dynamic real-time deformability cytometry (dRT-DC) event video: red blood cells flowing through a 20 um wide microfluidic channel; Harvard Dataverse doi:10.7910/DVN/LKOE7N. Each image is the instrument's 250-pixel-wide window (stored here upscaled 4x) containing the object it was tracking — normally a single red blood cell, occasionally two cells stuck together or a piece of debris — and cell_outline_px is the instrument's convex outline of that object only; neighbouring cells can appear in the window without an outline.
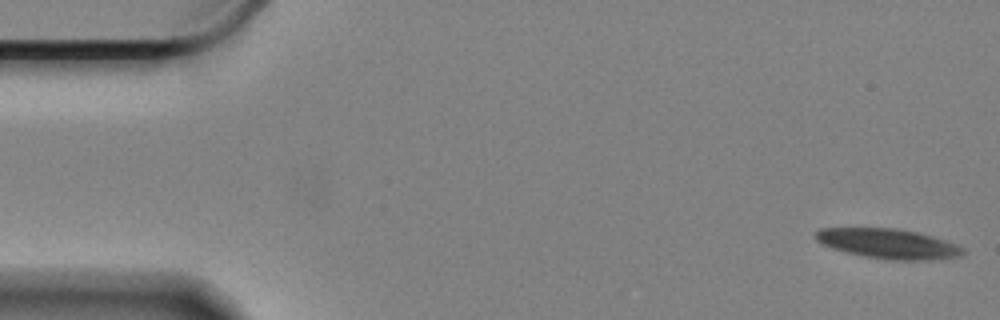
{"species": "Egyptian fruit bat (a non-hibernating species)", "species_latin": "Rousettus aegyptiacus", "temperature_condition": "cold", "stored_images_in_passage": 33, "camera_frame_rate_fps": 3000, "um_per_image_px": 0.085, "animal": {"sex": "female"}, "frame": {"image": 1, "passage_image": 1, "time_ms": 0.0, "image_size_px": [1000, 320], "cell_outline_px": [[964, 252], [960, 256], [932, 260], [888, 260], [864, 256], [832, 248], [816, 240], [816, 232], [820, 228], [896, 228], [916, 232], [932, 236], [956, 244], [964, 248]], "centroid_in_image_um": [75.52, 20.71], "position_along_channel_um": 9.5, "area_um2": 25.43}}